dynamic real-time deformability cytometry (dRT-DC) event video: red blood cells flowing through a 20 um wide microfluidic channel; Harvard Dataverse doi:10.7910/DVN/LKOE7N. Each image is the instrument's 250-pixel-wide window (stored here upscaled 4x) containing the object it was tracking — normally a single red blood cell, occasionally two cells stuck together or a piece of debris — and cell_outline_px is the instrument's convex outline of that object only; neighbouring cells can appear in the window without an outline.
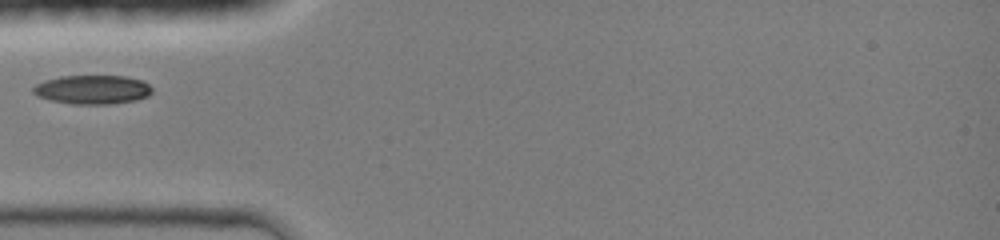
{"species": "common noctule bat (a hibernating species)", "species_latin": "Nyctalus noctula", "temperature_condition": "room temperature", "stored_images_in_passage": 10, "camera_frame_rate_fps": 3000, "um_per_image_px": 0.085, "animal": {"sex": "female", "body_mass_g": 19.0, "forearm_length_mm": 51.5}, "frame": {"image": 1, "passage_image": 1, "time_ms": 0.0, "image_size_px": [1000, 240], "cell_outline_px": [[152, 92], [148, 96], [136, 100], [108, 104], [72, 104], [52, 100], [40, 96], [32, 92], [32, 88], [36, 84], [44, 80], [60, 76], [124, 76], [140, 80], [148, 84], [152, 88]], "centroid_in_image_um": [7.86, 7.61], "position_along_channel_um": 77.1, "area_um2": 19.94}}